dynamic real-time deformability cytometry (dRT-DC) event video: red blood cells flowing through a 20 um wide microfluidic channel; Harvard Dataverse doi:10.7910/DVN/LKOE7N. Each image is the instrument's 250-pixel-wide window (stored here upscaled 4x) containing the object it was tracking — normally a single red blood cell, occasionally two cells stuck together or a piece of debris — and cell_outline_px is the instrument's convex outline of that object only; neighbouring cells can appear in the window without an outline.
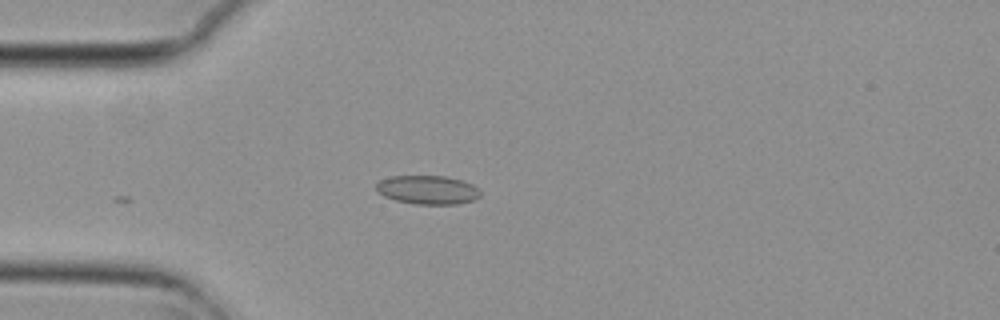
{"species": "common noctule bat (a hibernating species)", "species_latin": "Nyctalus noctula", "temperature_condition": "cold", "stored_images_in_passage": 15, "camera_frame_rate_fps": 3000, "um_per_image_px": 0.085, "animal": {"sex": "female", "body_mass_g": 29.2, "forearm_length_mm": 56.3}, "frame": {"image": 1, "passage_image": 3, "time_ms": 0.667, "image_size_px": [1000, 320], "cell_outline_px": [[480, 196], [476, 200], [456, 204], [412, 204], [396, 200], [384, 196], [376, 192], [376, 184], [380, 180], [392, 176], [448, 176], [472, 184], [480, 192]], "centroid_in_image_um": [36.34, 16.14], "position_along_channel_um": 48.7, "area_um2": 17.51}}
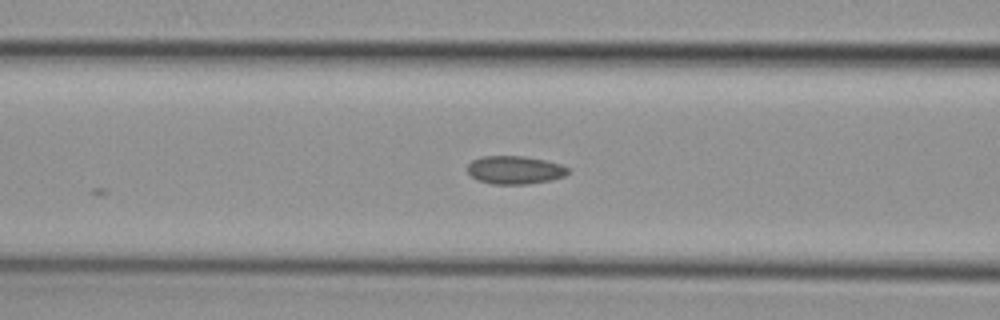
{"frame": {"image": 2, "passage_image": 10, "time_ms": 3.0, "image_size_px": [1000, 320], "cell_outline_px": [[568, 172], [564, 176], [552, 180], [528, 184], [492, 184], [476, 180], [468, 172], [468, 164], [472, 160], [480, 156], [524, 156], [544, 160], [560, 164], [568, 168]], "centroid_in_image_um": [43.74, 14.45], "position_along_channel_um": 122.9, "area_um2": 16.53}}
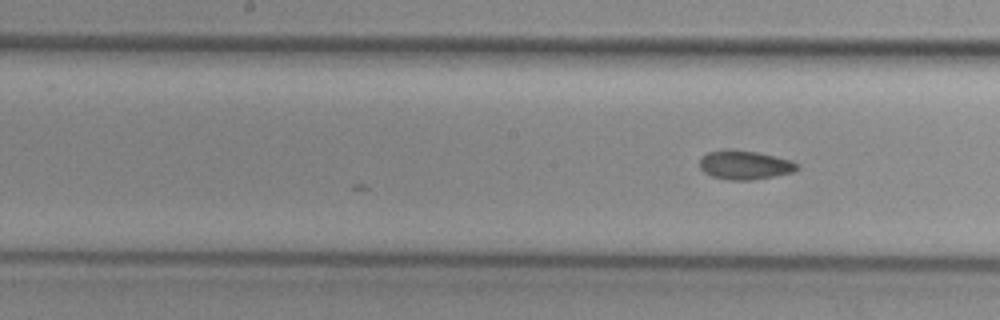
{"frame": {"image": 3, "passage_image": 15, "time_ms": 4.667, "image_size_px": [1000, 320], "cell_outline_px": [[800, 168], [792, 172], [752, 180], [728, 180], [712, 176], [704, 172], [700, 168], [700, 160], [708, 152], [728, 148], [756, 152], [792, 160], [800, 164]], "centroid_in_image_um": [63.32, 14.01], "position_along_channel_um": 184.9, "area_um2": 16.47}}